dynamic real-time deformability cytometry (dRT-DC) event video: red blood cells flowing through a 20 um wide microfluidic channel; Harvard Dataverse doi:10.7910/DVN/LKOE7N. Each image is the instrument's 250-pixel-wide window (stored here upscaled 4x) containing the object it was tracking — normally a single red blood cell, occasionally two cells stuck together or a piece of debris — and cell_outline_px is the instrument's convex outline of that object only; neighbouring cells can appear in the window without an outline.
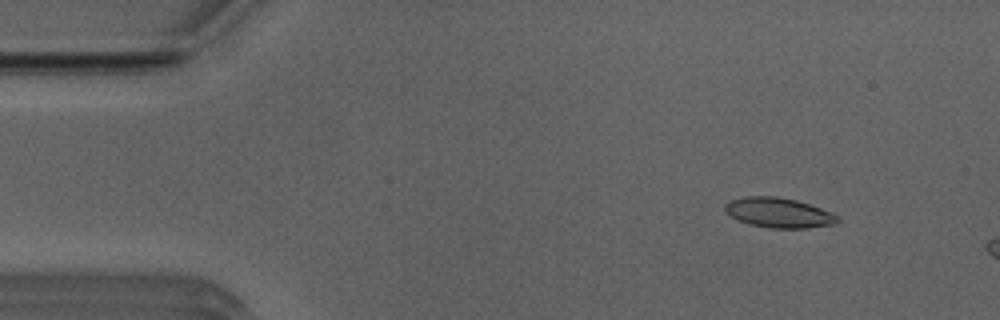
{"species": "Egyptian fruit bat (a non-hibernating species)", "species_latin": "Rousettus aegyptiacus", "temperature_condition": "room temperature", "stored_images_in_passage": 13, "camera_frame_rate_fps": 3000, "um_per_image_px": 0.085, "animal": {"sex": "male"}, "frame": {"image": 1, "passage_image": 6, "time_ms": 1.667, "image_size_px": [1000, 320], "cell_outline_px": [[840, 220], [836, 224], [808, 228], [768, 228], [748, 224], [724, 212], [724, 204], [728, 200], [744, 196], [776, 196], [796, 200], [832, 212], [840, 216]], "centroid_in_image_um": [66.19, 18.08], "position_along_channel_um": 18.8, "area_um2": 19.88}}